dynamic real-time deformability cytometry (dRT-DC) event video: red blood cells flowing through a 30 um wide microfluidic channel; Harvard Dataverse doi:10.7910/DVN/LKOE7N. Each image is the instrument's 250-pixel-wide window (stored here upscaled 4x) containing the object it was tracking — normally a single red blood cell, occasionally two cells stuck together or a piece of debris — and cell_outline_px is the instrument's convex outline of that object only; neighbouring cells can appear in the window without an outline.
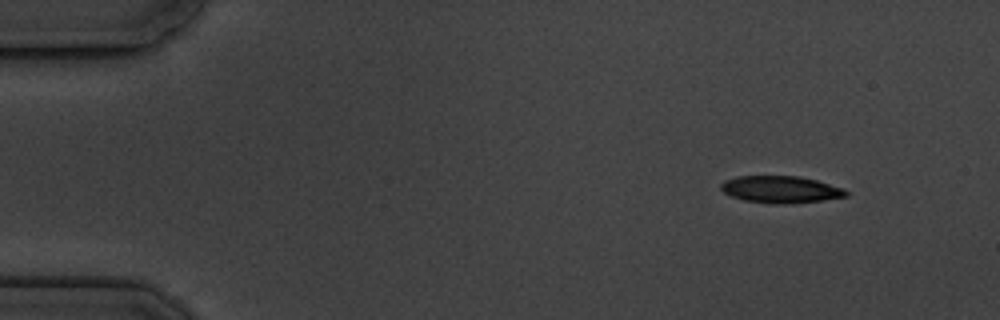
{"species": "common noctule bat (a hibernating species)", "species_latin": "Nyctalus noctula", "temperature_condition": "cold", "stored_images_in_passage": 4, "camera_frame_rate_fps": 3000, "um_per_image_px": 0.085, "animal": {"sex": "male", "body_mass_g": 19.5, "forearm_length_mm": 54.6}, "frame": {"image": 1, "passage_image": 1, "time_ms": 0.0, "image_size_px": [1000, 320], "cell_outline_px": [[848, 196], [820, 200], [784, 204], [772, 204], [744, 200], [732, 196], [724, 192], [720, 188], [720, 184], [724, 180], [736, 176], [800, 176], [816, 180], [844, 188], [848, 192]], "centroid_in_image_um": [66.34, 16.09], "position_along_channel_um": 18.7, "area_um2": 19.65}}
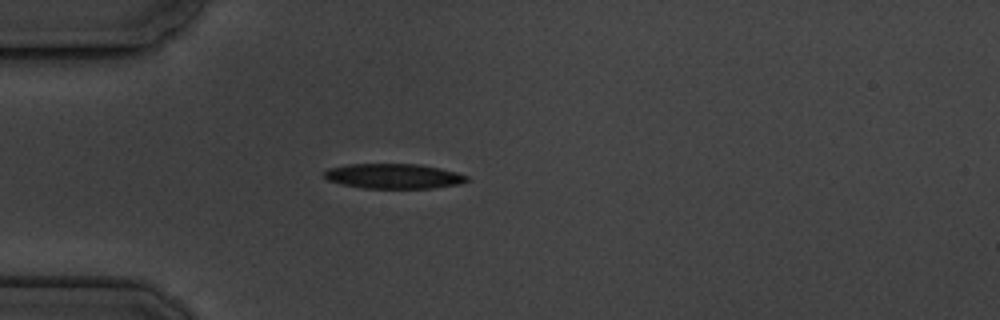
{"frame": {"image": 2, "passage_image": 4, "time_ms": 3.333, "image_size_px": [1000, 320], "cell_outline_px": [[472, 180], [460, 184], [432, 188], [364, 188], [344, 184], [328, 180], [324, 176], [324, 172], [328, 168], [348, 164], [420, 164], [440, 168], [456, 172], [468, 176]], "centroid_in_image_um": [33.51, 14.97], "position_along_channel_um": 51.5, "area_um2": 20.75}}